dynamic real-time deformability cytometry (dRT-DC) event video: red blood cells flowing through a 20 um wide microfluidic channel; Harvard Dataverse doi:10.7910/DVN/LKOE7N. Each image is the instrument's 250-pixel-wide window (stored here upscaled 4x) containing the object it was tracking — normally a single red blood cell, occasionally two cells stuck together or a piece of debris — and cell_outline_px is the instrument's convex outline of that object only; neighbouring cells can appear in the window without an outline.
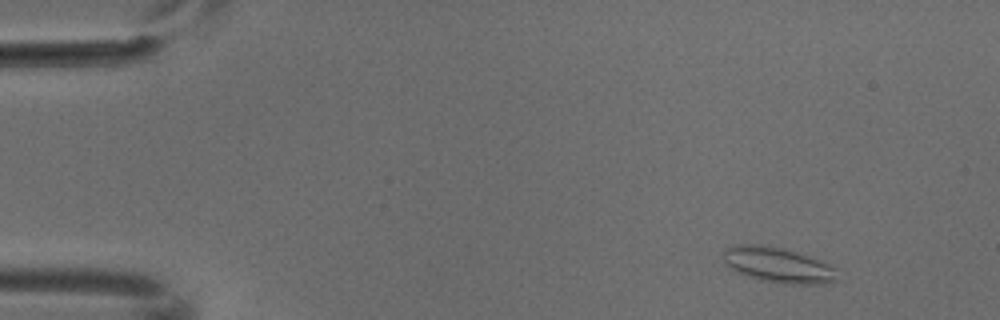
{"species": "common noctule bat (a hibernating species)", "species_latin": "Nyctalus noctula", "temperature_condition": "cold", "stored_images_in_passage": 5, "camera_frame_rate_fps": 3000, "um_per_image_px": 0.085, "animal": {"sex": "male", "body_mass_g": 18.8}, "frame": {"image": 1, "passage_image": 2, "time_ms": 0.333, "image_size_px": [1000, 320], "cell_outline_px": [[840, 280], [828, 284], [784, 284], [760, 280], [744, 276], [736, 272], [724, 260], [724, 248], [740, 244], [764, 244], [784, 248], [820, 260], [836, 268]], "centroid_in_image_um": [66.18, 22.54], "position_along_channel_um": 18.8, "area_um2": 23.87}}